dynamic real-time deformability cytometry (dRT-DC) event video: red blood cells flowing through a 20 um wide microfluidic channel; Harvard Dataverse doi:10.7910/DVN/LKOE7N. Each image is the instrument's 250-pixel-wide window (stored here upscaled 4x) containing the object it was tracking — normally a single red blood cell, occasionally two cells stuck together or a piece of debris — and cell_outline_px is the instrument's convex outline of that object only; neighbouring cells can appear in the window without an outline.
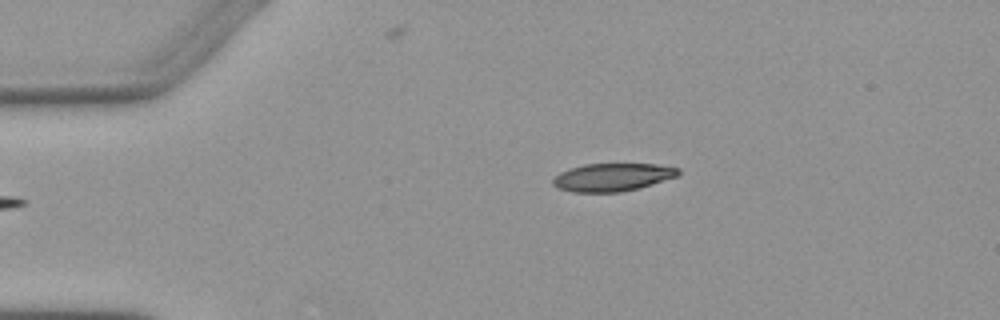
{"species": "Egyptian fruit bat (a non-hibernating species)", "species_latin": "Rousettus aegyptiacus", "temperature_condition": "warm", "stored_images_in_passage": 2, "camera_frame_rate_fps": 3000, "um_per_image_px": 0.085, "animal": {"sex": "female"}, "frame": {"image": 1, "passage_image": 2, "time_ms": 1.0, "image_size_px": [1000, 320], "cell_outline_px": [[680, 172], [676, 176], [652, 184], [620, 192], [572, 192], [556, 188], [552, 184], [552, 180], [560, 172], [568, 168], [584, 164], [656, 164], [680, 168]], "centroid_in_image_um": [52.01, 15.06], "position_along_channel_um": 33.0, "area_um2": 20.35}}